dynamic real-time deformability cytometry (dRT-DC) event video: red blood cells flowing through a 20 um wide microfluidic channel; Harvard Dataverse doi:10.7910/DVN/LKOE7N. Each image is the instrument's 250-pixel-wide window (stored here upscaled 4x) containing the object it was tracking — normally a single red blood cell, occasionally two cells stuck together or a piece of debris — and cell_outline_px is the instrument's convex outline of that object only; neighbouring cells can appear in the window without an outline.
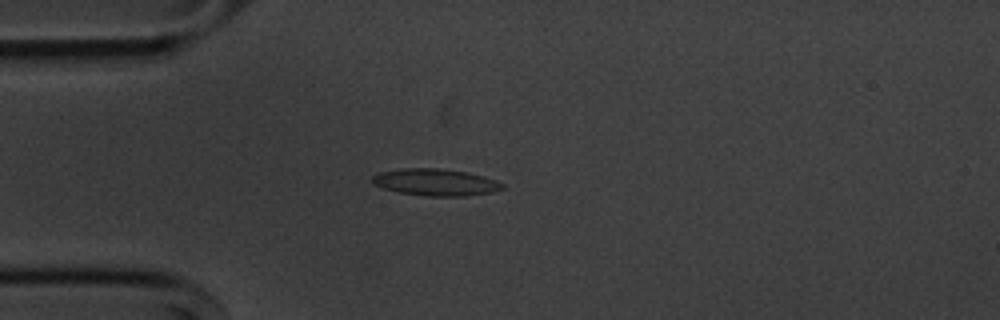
{"species": "common noctule bat (a hibernating species)", "species_latin": "Nyctalus noctula", "temperature_condition": "cold", "stored_images_in_passage": 54, "camera_frame_rate_fps": 3000, "um_per_image_px": 0.085, "animal": {"sex": "male", "body_mass_g": 20.1, "forearm_length_mm": 53.5}, "frame": {"image": 1, "passage_image": 14, "time_ms": 4.333, "image_size_px": [1000, 320], "cell_outline_px": [[504, 188], [492, 192], [464, 196], [424, 196], [396, 192], [372, 184], [372, 176], [380, 172], [400, 168], [440, 168], [468, 172], [484, 176], [504, 184]], "centroid_in_image_um": [37.0, 15.49], "position_along_channel_um": 48.0, "area_um2": 20.52}}
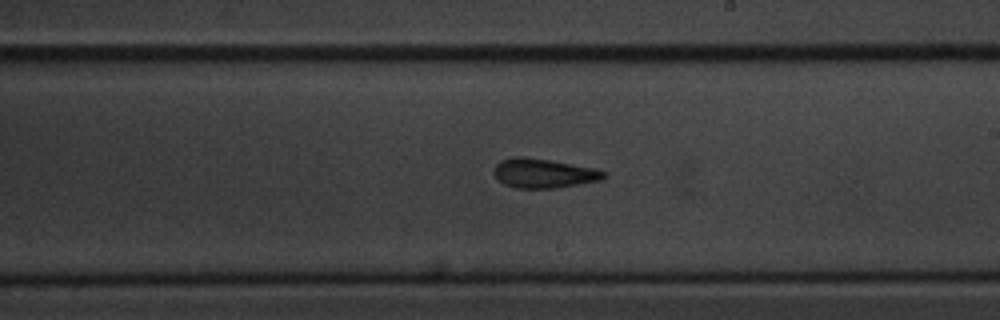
{"frame": {"image": 2, "passage_image": 31, "time_ms": 10.0, "image_size_px": [1000, 320], "cell_outline_px": [[608, 176], [604, 180], [556, 188], [516, 188], [504, 184], [492, 172], [492, 168], [500, 160], [512, 156], [524, 156], [596, 168], [608, 172]], "centroid_in_image_um": [46.24, 14.72], "position_along_channel_um": 242.8, "area_um2": 19.13}}
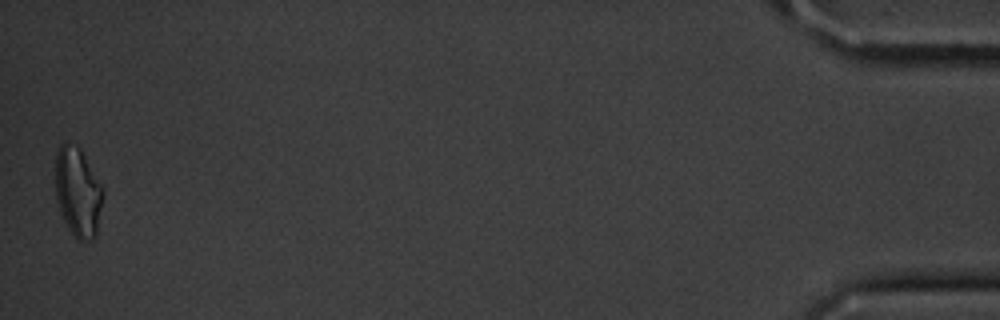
{"frame": {"image": 3, "passage_image": 54, "time_ms": 17.667, "image_size_px": [1000, 320], "cell_outline_px": [[104, 196], [96, 236], [92, 240], [80, 240], [68, 228], [60, 212], [56, 200], [56, 152], [60, 144], [68, 140], [76, 144], [80, 148], [104, 188]], "centroid_in_image_um": [6.63, 16.28], "position_along_channel_um": 428.6, "area_um2": 25.09}, "authors_computed_cell_mechanics": {"area_um2": 18.8428, "velocity_mm_per_s": 3.6459, "shape_relaxation_time_tau1_ms": 4.9985, "shape_relaxation_time_tau2_ms": 4.461, "deformation_change_tau1": 0.1336, "deformation_change_tau2": 0.1335}}